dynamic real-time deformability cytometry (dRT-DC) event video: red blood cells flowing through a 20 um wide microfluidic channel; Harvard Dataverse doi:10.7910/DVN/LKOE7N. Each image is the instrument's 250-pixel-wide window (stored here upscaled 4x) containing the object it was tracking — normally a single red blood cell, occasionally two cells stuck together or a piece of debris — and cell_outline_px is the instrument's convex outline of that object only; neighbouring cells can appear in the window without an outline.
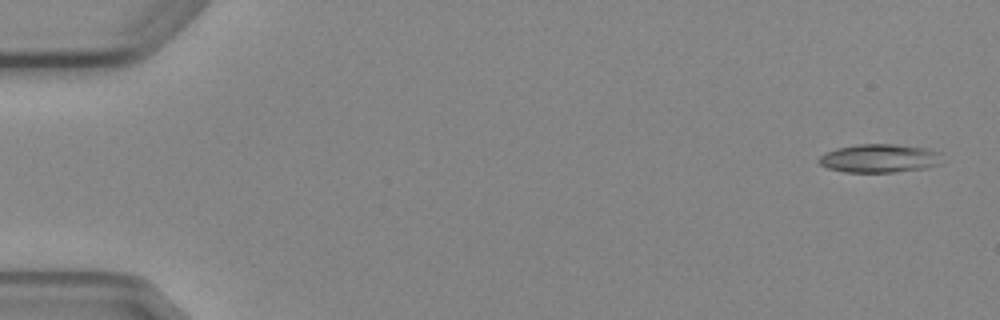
{"species": "Egyptian fruit bat (a non-hibernating species)", "species_latin": "Rousettus aegyptiacus", "temperature_condition": "cold", "stored_images_in_passage": 5, "camera_frame_rate_fps": 3000, "um_per_image_px": 0.085, "animal": {"sex": "female"}, "frame": {"image": 1, "passage_image": 1, "time_ms": 0.0, "image_size_px": [1000, 320], "cell_outline_px": [[944, 152], [940, 164], [924, 168], [896, 172], [844, 172], [828, 168], [820, 164], [816, 160], [824, 152], [836, 148], [860, 144], [896, 144], [924, 148]], "centroid_in_image_um": [74.76, 13.45], "position_along_channel_um": 10.2, "area_um2": 20.69}}
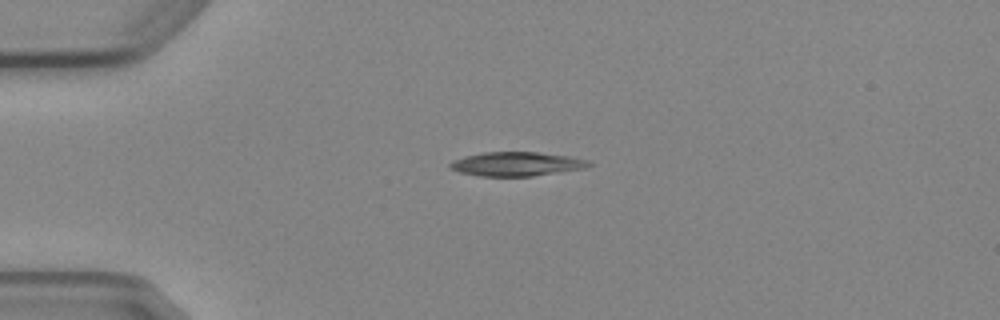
{"frame": {"image": 2, "passage_image": 4, "time_ms": 3.667, "image_size_px": [1000, 320], "cell_outline_px": [[592, 164], [588, 168], [532, 176], [480, 176], [460, 172], [448, 168], [448, 164], [452, 160], [464, 156], [484, 152], [536, 152], [572, 156], [588, 160]], "centroid_in_image_um": [43.91, 13.93], "position_along_channel_um": 41.1, "area_um2": 19.65}}